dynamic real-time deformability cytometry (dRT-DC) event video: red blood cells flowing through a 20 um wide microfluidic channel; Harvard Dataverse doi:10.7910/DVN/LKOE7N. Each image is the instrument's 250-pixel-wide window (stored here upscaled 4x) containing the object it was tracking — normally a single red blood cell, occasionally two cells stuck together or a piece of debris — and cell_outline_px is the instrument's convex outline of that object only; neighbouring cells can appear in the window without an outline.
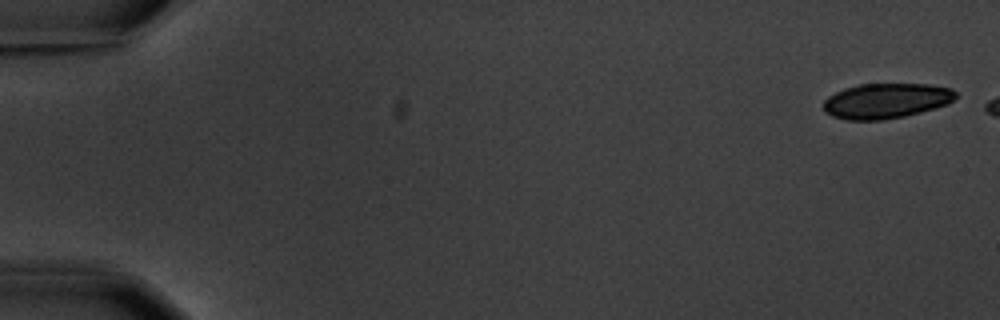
{"species": "common noctule bat (a hibernating species)", "species_latin": "Nyctalus noctula", "temperature_condition": "warm", "stored_images_in_passage": 3, "camera_frame_rate_fps": 3000, "um_per_image_px": 0.085, "animal": {"sex": "male", "body_mass_g": 20.1, "forearm_length_mm": 53.5}, "frame": {"image": 1, "passage_image": 1, "time_ms": 0.0, "image_size_px": [1000, 320], "cell_outline_px": [[956, 96], [948, 104], [936, 108], [904, 116], [884, 120], [848, 120], [832, 116], [824, 112], [824, 100], [828, 96], [844, 88], [860, 84], [928, 84], [952, 88], [956, 92]], "centroid_in_image_um": [75.31, 8.57], "position_along_channel_um": 9.7, "area_um2": 27.17}}